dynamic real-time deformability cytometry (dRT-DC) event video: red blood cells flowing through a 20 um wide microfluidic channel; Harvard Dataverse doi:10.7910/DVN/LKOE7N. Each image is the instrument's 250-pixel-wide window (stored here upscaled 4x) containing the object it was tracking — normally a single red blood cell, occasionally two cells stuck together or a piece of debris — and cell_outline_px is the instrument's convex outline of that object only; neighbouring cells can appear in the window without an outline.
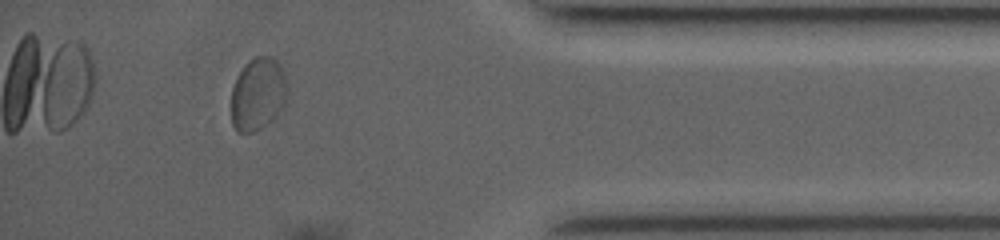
{"species": "common noctule bat (a hibernating species)", "species_latin": "Nyctalus noctula", "temperature_condition": "room temperature", "stored_images_in_passage": 25, "segment_of_instrument_passage": [2, 2], "camera_frame_rate_fps": 3500, "um_per_image_px": 0.085, "animal": {"sex": "female", "body_mass_g": 19.0, "forearm_length_mm": 53.3}, "frame": {"image": 1, "passage_image": 23, "time_ms": 16.286, "image_size_px": [1000, 240], "cell_outline_px": [[288, 96], [284, 104], [276, 116], [272, 120], [256, 132], [236, 132], [232, 124], [232, 88], [236, 76], [244, 64], [248, 60], [256, 56], [272, 56], [280, 64], [284, 72], [288, 88]], "centroid_in_image_um": [21.93, 7.98], "position_along_channel_um": 413.3, "area_um2": 24.22}}